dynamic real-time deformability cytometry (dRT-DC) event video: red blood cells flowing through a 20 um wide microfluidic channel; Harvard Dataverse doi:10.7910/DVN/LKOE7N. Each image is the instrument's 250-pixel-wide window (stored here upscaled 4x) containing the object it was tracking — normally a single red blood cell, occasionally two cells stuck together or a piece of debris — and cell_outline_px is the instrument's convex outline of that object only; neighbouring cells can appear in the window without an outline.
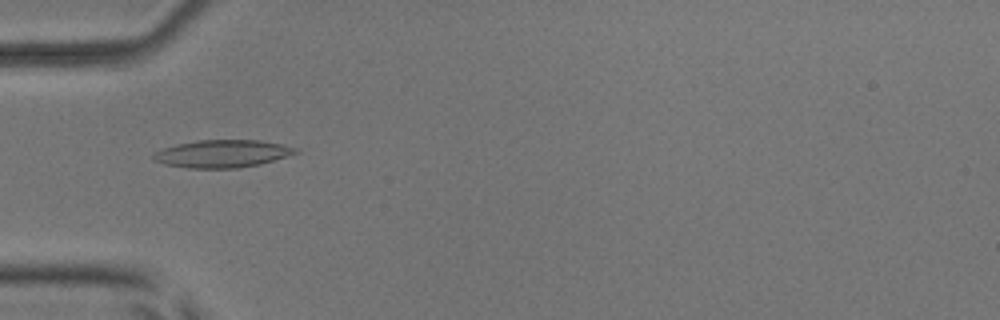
{"species": "common noctule bat (a hibernating species)", "species_latin": "Nyctalus noctula", "temperature_condition": "room temperature", "stored_images_in_passage": 43, "camera_frame_rate_fps": 3000, "um_per_image_px": 0.085, "animal": {"sex": "male", "body_mass_g": 17.9, "forearm_length_mm": 54.2}, "frame": {"image": 1, "passage_image": 8, "time_ms": 2.333, "image_size_px": [1000, 320], "cell_outline_px": [[300, 152], [260, 164], [240, 168], [188, 168], [164, 164], [152, 160], [152, 156], [156, 152], [164, 148], [176, 144], [196, 140], [260, 140], [280, 144], [296, 148]], "centroid_in_image_um": [18.88, 13.06], "position_along_channel_um": 66.1, "area_um2": 22.83}}
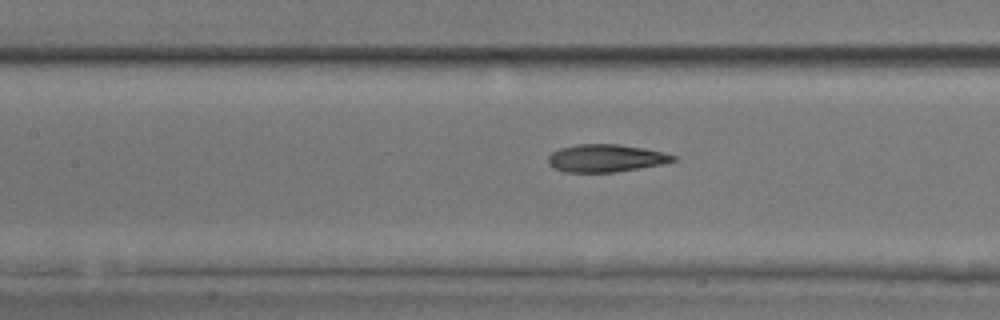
{"frame": {"image": 2, "passage_image": 15, "time_ms": 4.667, "image_size_px": [1000, 320], "cell_outline_px": [[676, 160], [664, 164], [616, 172], [564, 172], [548, 164], [548, 156], [552, 152], [560, 148], [576, 144], [620, 144], [644, 148], [664, 152], [676, 156]], "centroid_in_image_um": [51.51, 13.44], "position_along_channel_um": 155.9, "area_um2": 20.23}}
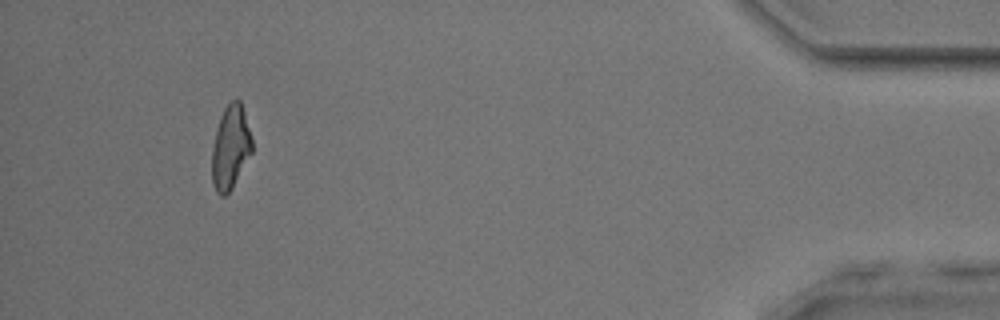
{"frame": {"image": 3, "passage_image": 40, "time_ms": 13.0, "image_size_px": [1000, 320], "cell_outline_px": [[252, 152], [232, 188], [224, 196], [220, 196], [216, 192], [212, 184], [212, 148], [220, 116], [224, 108], [232, 100], [240, 100], [244, 112], [252, 140]], "centroid_in_image_um": [19.58, 12.55], "position_along_channel_um": 415.6, "area_um2": 19.36}, "authors_computed_cell_mechanics": {"area_um2": 20.3456, "velocity_mm_per_s": 3.9039, "shape_relaxation_time_tau1_ms": 9.931, "shape_relaxation_time_tau2_ms": 2.4663, "deformation_change_tau1": 0.2307, "deformation_change_tau2": 0.1082}}